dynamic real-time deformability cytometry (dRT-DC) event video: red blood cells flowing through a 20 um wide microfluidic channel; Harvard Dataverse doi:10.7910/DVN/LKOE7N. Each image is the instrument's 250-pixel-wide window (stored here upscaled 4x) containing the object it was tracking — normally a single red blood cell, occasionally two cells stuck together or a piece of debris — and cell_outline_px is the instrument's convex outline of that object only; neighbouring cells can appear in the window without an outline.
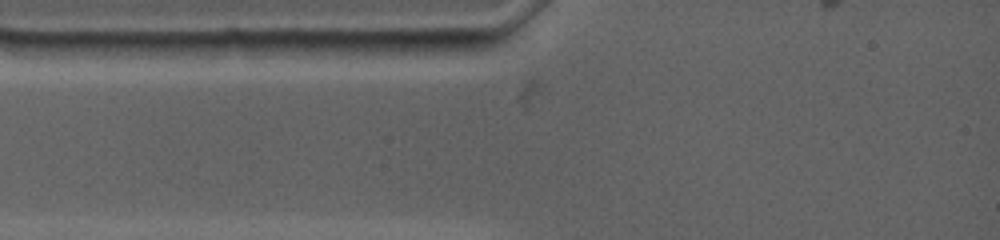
{"species": "common noctule bat (a hibernating species)", "species_latin": "Nyctalus noctula", "temperature_condition": "warm", "stored_images_in_passage": 3, "camera_frame_rate_fps": 4500, "um_per_image_px": 0.085, "animal": {"sex": "female", "body_mass_g": 19.0, "forearm_length_mm": 53.3}, "frame": {"image": 1, "passage_image": 2, "time_ms": 0.444, "image_size_px": [1000, 240], "cell_outline_px": [[484, 44], [476, 48], [452, 56], [372, 52], [364, 44], [368, 40], [476, 40]], "centroid_in_image_um": [35.96, 3.97], "position_along_channel_um": 49.0, "area_um2": 10.81}}